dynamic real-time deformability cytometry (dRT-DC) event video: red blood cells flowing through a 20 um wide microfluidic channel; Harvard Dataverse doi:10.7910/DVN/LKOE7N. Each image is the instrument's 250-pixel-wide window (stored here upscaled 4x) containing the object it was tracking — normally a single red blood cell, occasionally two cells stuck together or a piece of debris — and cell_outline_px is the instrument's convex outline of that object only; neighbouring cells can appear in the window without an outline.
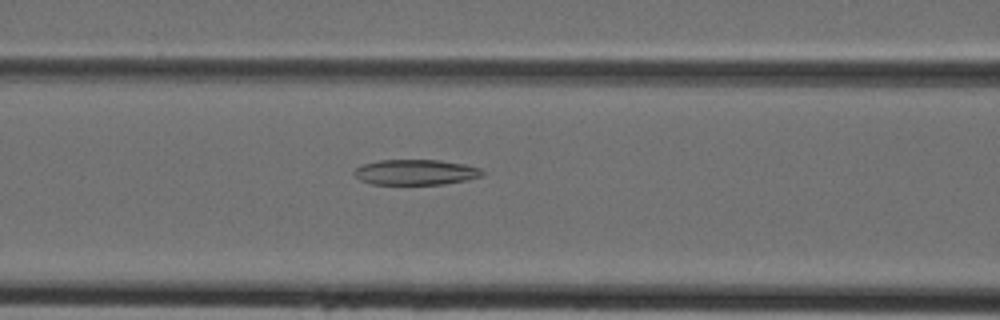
{"species": "Egyptian fruit bat (a non-hibernating species)", "species_latin": "Rousettus aegyptiacus", "temperature_condition": "cold", "stored_images_in_passage": 39, "camera_frame_rate_fps": 3000, "um_per_image_px": 0.085, "animal": {"sex": "female"}, "frame": {"image": 1, "passage_image": 13, "time_ms": 4.0, "image_size_px": [1000, 320], "cell_outline_px": [[488, 172], [484, 176], [468, 180], [444, 184], [372, 184], [360, 180], [352, 172], [356, 168], [364, 164], [380, 160], [440, 160], [464, 164], [480, 168]], "centroid_in_image_um": [35.4, 14.64], "position_along_channel_um": 131.2, "area_um2": 19.13}}
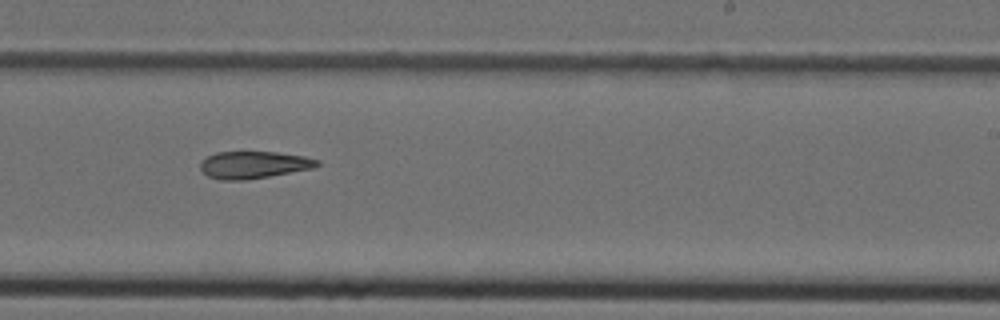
{"frame": {"image": 2, "passage_image": 22, "time_ms": 7.0, "image_size_px": [1000, 320], "cell_outline_px": [[320, 164], [316, 168], [248, 180], [220, 180], [208, 176], [200, 168], [200, 160], [216, 152], [276, 152], [304, 156], [320, 160]], "centroid_in_image_um": [21.59, 14.01], "position_along_channel_um": 267.4, "area_um2": 18.73}}
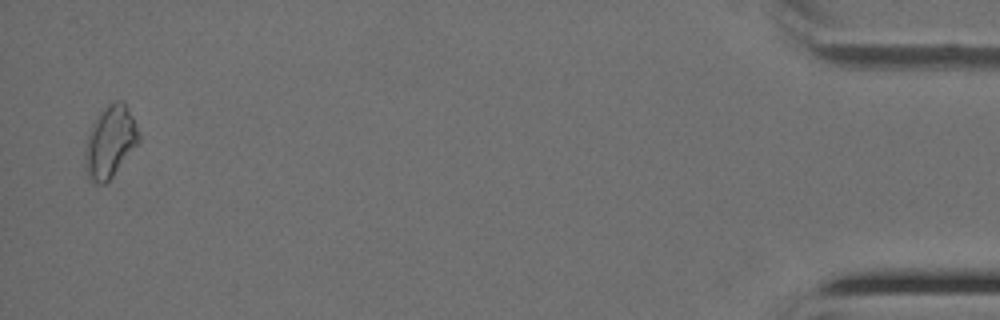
{"frame": {"image": 3, "passage_image": 38, "time_ms": 12.333, "image_size_px": [1000, 320], "cell_outline_px": [[140, 140], [112, 176], [104, 184], [92, 184], [88, 180], [84, 160], [84, 144], [92, 124], [96, 116], [108, 104], [116, 100], [124, 100], [132, 116], [140, 136]], "centroid_in_image_um": [9.31, 12.05], "position_along_channel_um": 425.9, "area_um2": 22.54}}